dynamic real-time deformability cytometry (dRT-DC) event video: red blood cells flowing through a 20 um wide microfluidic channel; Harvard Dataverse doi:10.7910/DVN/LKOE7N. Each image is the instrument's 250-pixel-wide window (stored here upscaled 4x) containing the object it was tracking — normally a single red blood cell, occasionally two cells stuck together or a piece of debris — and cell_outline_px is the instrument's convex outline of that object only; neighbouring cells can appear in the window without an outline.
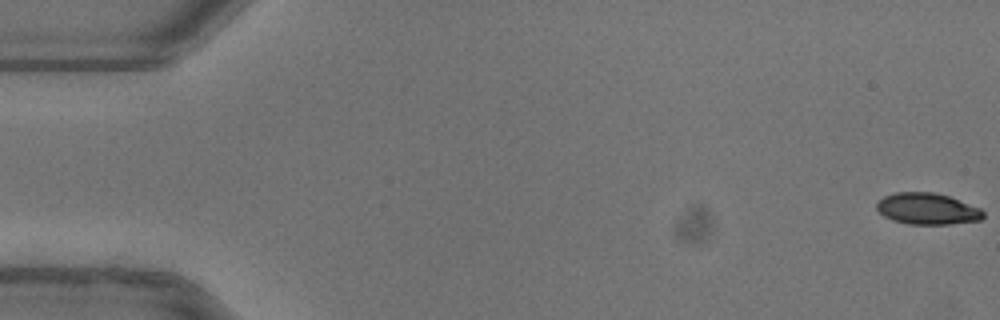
{"species": "common noctule bat (a hibernating species)", "species_latin": "Nyctalus noctula", "temperature_condition": "warm", "stored_images_in_passage": 53, "camera_frame_rate_fps": 3000, "um_per_image_px": 0.085, "animal": {"sex": "female"}, "frame": {"image": 1, "passage_image": 1, "time_ms": 0.0, "image_size_px": [1000, 320], "cell_outline_px": [[984, 216], [980, 220], [948, 224], [908, 224], [892, 220], [884, 216], [876, 208], [876, 204], [884, 196], [896, 192], [932, 192], [948, 196], [980, 208], [984, 212]], "centroid_in_image_um": [78.81, 17.75], "position_along_channel_um": 6.2, "area_um2": 19.36}}
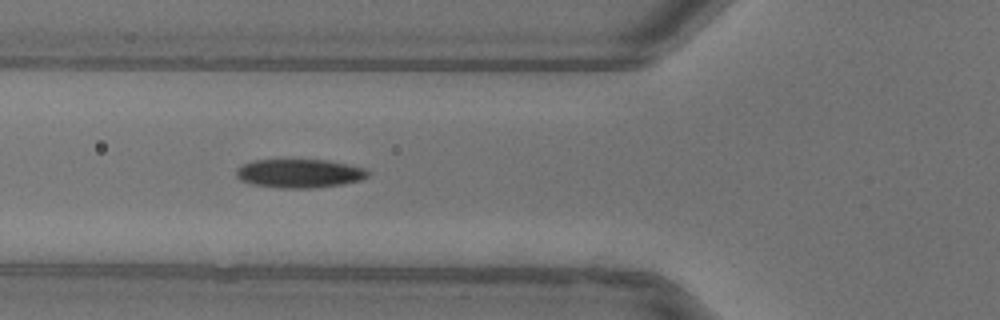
{"frame": {"image": 2, "passage_image": 20, "time_ms": 6.333, "image_size_px": [1000, 320], "cell_outline_px": [[368, 176], [360, 180], [344, 184], [312, 188], [276, 188], [252, 184], [240, 180], [236, 176], [236, 168], [252, 160], [328, 160], [368, 168]], "centroid_in_image_um": [25.46, 14.74], "position_along_channel_um": 100.3, "area_um2": 22.2}}
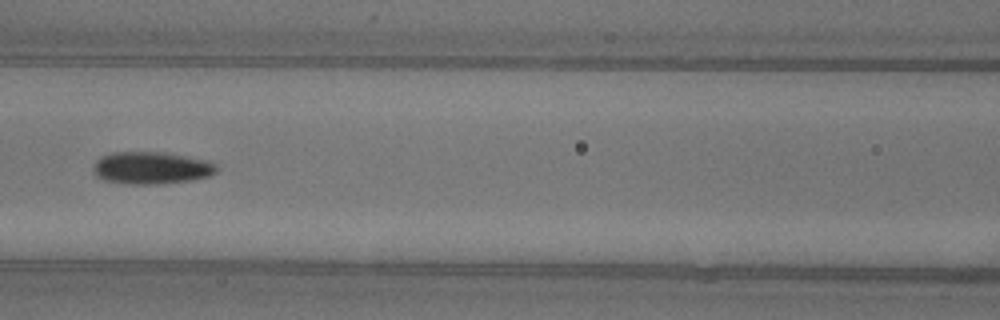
{"frame": {"image": 3, "passage_image": 24, "time_ms": 7.667, "image_size_px": [1000, 320], "cell_outline_px": [[216, 172], [208, 176], [192, 180], [160, 184], [124, 184], [104, 180], [96, 176], [92, 172], [92, 168], [96, 160], [100, 156], [112, 152], [164, 152], [208, 160], [216, 164]], "centroid_in_image_um": [12.82, 14.27], "position_along_channel_um": 153.8, "area_um2": 23.47}, "authors_computed_cell_mechanics": {"area_um2": 21.7906, "velocity_mm_per_s": 3.9676, "shape_relaxation_time_tau1_ms": 5.9538, "shape_relaxation_time_tau2_ms": 2.1753, "deformation_change_tau1": 0.1787, "deformation_change_tau2": 0.0683}}